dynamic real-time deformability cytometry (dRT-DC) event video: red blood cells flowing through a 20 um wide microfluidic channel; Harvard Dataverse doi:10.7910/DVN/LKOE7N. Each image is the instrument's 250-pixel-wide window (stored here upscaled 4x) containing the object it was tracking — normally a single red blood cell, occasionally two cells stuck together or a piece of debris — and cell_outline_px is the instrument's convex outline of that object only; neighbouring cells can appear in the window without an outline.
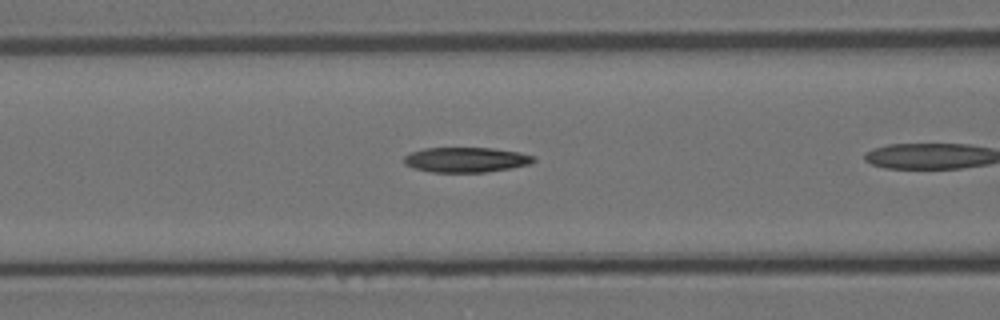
{"species": "Egyptian fruit bat (a non-hibernating species)", "species_latin": "Rousettus aegyptiacus", "temperature_condition": "room temperature", "stored_images_in_passage": 11, "camera_frame_rate_fps": 3000, "um_per_image_px": 0.085, "animal": {"sex": "female"}, "frame": {"image": 1, "passage_image": 7, "time_ms": 2.0, "image_size_px": [1000, 320], "cell_outline_px": [[536, 160], [528, 164], [512, 168], [484, 172], [432, 172], [412, 168], [404, 164], [404, 156], [412, 152], [424, 148], [492, 148], [520, 152], [536, 156]], "centroid_in_image_um": [39.62, 13.58], "position_along_channel_um": 127.0, "area_um2": 18.96}}
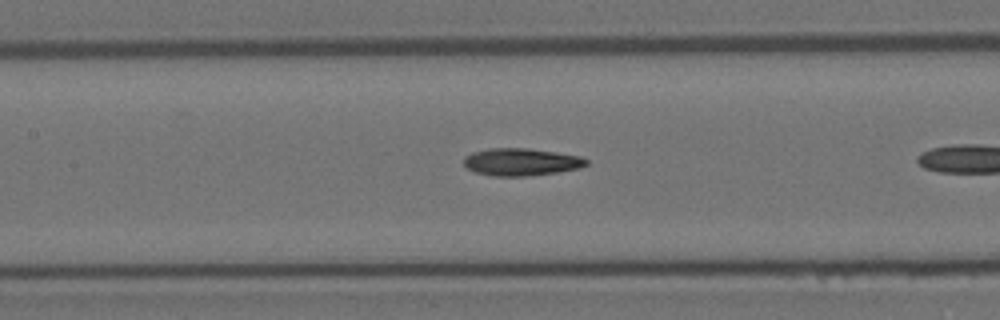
{"frame": {"image": 2, "passage_image": 10, "time_ms": 3.0, "image_size_px": [1000, 320], "cell_outline_px": [[588, 164], [580, 168], [556, 172], [528, 176], [492, 176], [476, 172], [468, 168], [464, 164], [464, 156], [472, 152], [488, 148], [528, 148], [556, 152], [580, 156], [588, 160]], "centroid_in_image_um": [44.29, 13.76], "position_along_channel_um": 163.1, "area_um2": 19.59}}